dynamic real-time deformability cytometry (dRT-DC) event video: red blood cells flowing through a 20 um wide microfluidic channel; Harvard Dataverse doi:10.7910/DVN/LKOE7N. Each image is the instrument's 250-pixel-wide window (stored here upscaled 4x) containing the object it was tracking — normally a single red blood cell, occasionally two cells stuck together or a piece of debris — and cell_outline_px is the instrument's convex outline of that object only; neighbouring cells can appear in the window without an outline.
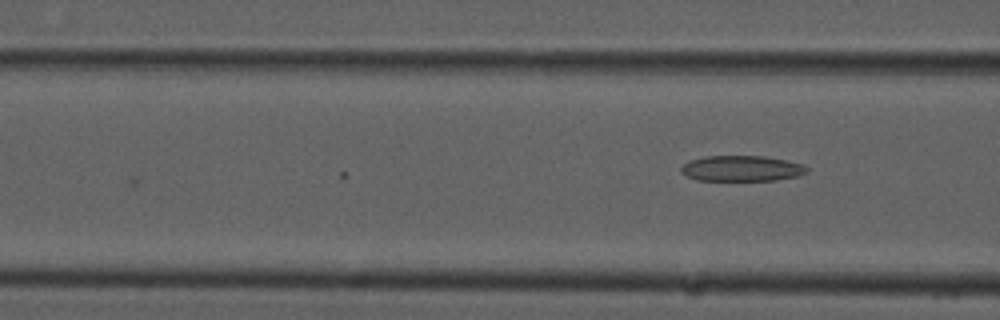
{"species": "common noctule bat (a hibernating species)", "species_latin": "Nyctalus noctula", "temperature_condition": "cold", "stored_images_in_passage": 3, "camera_frame_rate_fps": 3000, "um_per_image_px": 0.085, "animal": {"sex": "male", "forearm_length_mm": 52.5}, "frame": {"image": 1, "passage_image": 3, "time_ms": 0.667, "image_size_px": [1000, 320], "cell_outline_px": [[808, 172], [796, 176], [776, 180], [696, 180], [680, 172], [680, 168], [688, 160], [704, 156], [764, 156], [804, 164], [808, 168]], "centroid_in_image_um": [63.02, 14.31], "position_along_channel_um": 103.6, "area_um2": 18.79}}